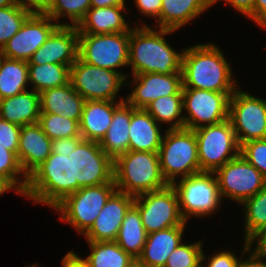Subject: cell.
I'll return each mask as SVG.
<instances>
[{
	"mask_svg": "<svg viewBox=\"0 0 266 267\" xmlns=\"http://www.w3.org/2000/svg\"><path fill=\"white\" fill-rule=\"evenodd\" d=\"M182 88L234 93L231 68L218 47L195 45L182 52Z\"/></svg>",
	"mask_w": 266,
	"mask_h": 267,
	"instance_id": "6da1fadb",
	"label": "cell"
},
{
	"mask_svg": "<svg viewBox=\"0 0 266 267\" xmlns=\"http://www.w3.org/2000/svg\"><path fill=\"white\" fill-rule=\"evenodd\" d=\"M173 30L149 26L131 28L129 38V65L133 75L142 73H181L183 53L176 52L163 38Z\"/></svg>",
	"mask_w": 266,
	"mask_h": 267,
	"instance_id": "7a4b0ae2",
	"label": "cell"
},
{
	"mask_svg": "<svg viewBox=\"0 0 266 267\" xmlns=\"http://www.w3.org/2000/svg\"><path fill=\"white\" fill-rule=\"evenodd\" d=\"M74 192H77V182H73L72 153L68 156L51 153L28 176L23 195L55 208Z\"/></svg>",
	"mask_w": 266,
	"mask_h": 267,
	"instance_id": "3957f363",
	"label": "cell"
},
{
	"mask_svg": "<svg viewBox=\"0 0 266 267\" xmlns=\"http://www.w3.org/2000/svg\"><path fill=\"white\" fill-rule=\"evenodd\" d=\"M118 191L134 197L168 185L162 176L158 152L127 151L113 162Z\"/></svg>",
	"mask_w": 266,
	"mask_h": 267,
	"instance_id": "277c9868",
	"label": "cell"
},
{
	"mask_svg": "<svg viewBox=\"0 0 266 267\" xmlns=\"http://www.w3.org/2000/svg\"><path fill=\"white\" fill-rule=\"evenodd\" d=\"M158 150L160 169L165 181L172 185L176 176L185 178L200 173L197 140L194 130L167 129Z\"/></svg>",
	"mask_w": 266,
	"mask_h": 267,
	"instance_id": "5b68a950",
	"label": "cell"
},
{
	"mask_svg": "<svg viewBox=\"0 0 266 267\" xmlns=\"http://www.w3.org/2000/svg\"><path fill=\"white\" fill-rule=\"evenodd\" d=\"M194 133L201 172H215L240 154V145L229 119L215 125L203 124Z\"/></svg>",
	"mask_w": 266,
	"mask_h": 267,
	"instance_id": "8992f818",
	"label": "cell"
},
{
	"mask_svg": "<svg viewBox=\"0 0 266 267\" xmlns=\"http://www.w3.org/2000/svg\"><path fill=\"white\" fill-rule=\"evenodd\" d=\"M213 175L214 172H200L181 178L179 184H172L178 196L181 217L185 222L189 215H210L218 208L222 196L217 178Z\"/></svg>",
	"mask_w": 266,
	"mask_h": 267,
	"instance_id": "52a82bcc",
	"label": "cell"
},
{
	"mask_svg": "<svg viewBox=\"0 0 266 267\" xmlns=\"http://www.w3.org/2000/svg\"><path fill=\"white\" fill-rule=\"evenodd\" d=\"M116 190L115 183L81 187L67 196L55 209L62 213L60 219L66 220L78 232L85 234Z\"/></svg>",
	"mask_w": 266,
	"mask_h": 267,
	"instance_id": "ba28073f",
	"label": "cell"
},
{
	"mask_svg": "<svg viewBox=\"0 0 266 267\" xmlns=\"http://www.w3.org/2000/svg\"><path fill=\"white\" fill-rule=\"evenodd\" d=\"M130 32L79 34L78 57L93 66L117 71L129 65Z\"/></svg>",
	"mask_w": 266,
	"mask_h": 267,
	"instance_id": "9c48e42d",
	"label": "cell"
},
{
	"mask_svg": "<svg viewBox=\"0 0 266 267\" xmlns=\"http://www.w3.org/2000/svg\"><path fill=\"white\" fill-rule=\"evenodd\" d=\"M134 205L140 212L147 234L169 227L186 225L181 217L178 196L172 185L168 184L162 189L136 196Z\"/></svg>",
	"mask_w": 266,
	"mask_h": 267,
	"instance_id": "30bf717a",
	"label": "cell"
},
{
	"mask_svg": "<svg viewBox=\"0 0 266 267\" xmlns=\"http://www.w3.org/2000/svg\"><path fill=\"white\" fill-rule=\"evenodd\" d=\"M127 75L103 69L82 61L79 57L70 67V83L85 101H115Z\"/></svg>",
	"mask_w": 266,
	"mask_h": 267,
	"instance_id": "8fae6325",
	"label": "cell"
},
{
	"mask_svg": "<svg viewBox=\"0 0 266 267\" xmlns=\"http://www.w3.org/2000/svg\"><path fill=\"white\" fill-rule=\"evenodd\" d=\"M229 120L239 145L265 139L266 101L236 89L230 97Z\"/></svg>",
	"mask_w": 266,
	"mask_h": 267,
	"instance_id": "7c38bea8",
	"label": "cell"
},
{
	"mask_svg": "<svg viewBox=\"0 0 266 267\" xmlns=\"http://www.w3.org/2000/svg\"><path fill=\"white\" fill-rule=\"evenodd\" d=\"M113 160L99 142L82 140L72 151L73 182L81 187L114 183Z\"/></svg>",
	"mask_w": 266,
	"mask_h": 267,
	"instance_id": "4fadbf2b",
	"label": "cell"
},
{
	"mask_svg": "<svg viewBox=\"0 0 266 267\" xmlns=\"http://www.w3.org/2000/svg\"><path fill=\"white\" fill-rule=\"evenodd\" d=\"M233 93L214 92L195 88H182L184 128L195 130L201 126L215 125L229 119V102Z\"/></svg>",
	"mask_w": 266,
	"mask_h": 267,
	"instance_id": "5bb4252c",
	"label": "cell"
},
{
	"mask_svg": "<svg viewBox=\"0 0 266 267\" xmlns=\"http://www.w3.org/2000/svg\"><path fill=\"white\" fill-rule=\"evenodd\" d=\"M214 174L221 196L239 203L257 194L265 185V177L241 154L217 169Z\"/></svg>",
	"mask_w": 266,
	"mask_h": 267,
	"instance_id": "9a60e30c",
	"label": "cell"
},
{
	"mask_svg": "<svg viewBox=\"0 0 266 267\" xmlns=\"http://www.w3.org/2000/svg\"><path fill=\"white\" fill-rule=\"evenodd\" d=\"M46 14H31L20 30L0 49L2 57L28 62L59 25Z\"/></svg>",
	"mask_w": 266,
	"mask_h": 267,
	"instance_id": "2e32d148",
	"label": "cell"
},
{
	"mask_svg": "<svg viewBox=\"0 0 266 267\" xmlns=\"http://www.w3.org/2000/svg\"><path fill=\"white\" fill-rule=\"evenodd\" d=\"M79 31L73 25H59L46 42L32 54L28 64L57 63L69 68L78 59Z\"/></svg>",
	"mask_w": 266,
	"mask_h": 267,
	"instance_id": "e0dca14e",
	"label": "cell"
},
{
	"mask_svg": "<svg viewBox=\"0 0 266 267\" xmlns=\"http://www.w3.org/2000/svg\"><path fill=\"white\" fill-rule=\"evenodd\" d=\"M133 76L136 87L125 101L134 108L145 109L160 97L182 95V73H142Z\"/></svg>",
	"mask_w": 266,
	"mask_h": 267,
	"instance_id": "ac0fdd59",
	"label": "cell"
},
{
	"mask_svg": "<svg viewBox=\"0 0 266 267\" xmlns=\"http://www.w3.org/2000/svg\"><path fill=\"white\" fill-rule=\"evenodd\" d=\"M135 197L116 190L85 233L88 241H115L123 219L134 204Z\"/></svg>",
	"mask_w": 266,
	"mask_h": 267,
	"instance_id": "d6986e66",
	"label": "cell"
},
{
	"mask_svg": "<svg viewBox=\"0 0 266 267\" xmlns=\"http://www.w3.org/2000/svg\"><path fill=\"white\" fill-rule=\"evenodd\" d=\"M52 140L38 123L21 126L17 157L29 176L52 153Z\"/></svg>",
	"mask_w": 266,
	"mask_h": 267,
	"instance_id": "ffe728a7",
	"label": "cell"
},
{
	"mask_svg": "<svg viewBox=\"0 0 266 267\" xmlns=\"http://www.w3.org/2000/svg\"><path fill=\"white\" fill-rule=\"evenodd\" d=\"M184 227L179 225L147 234L146 243L136 261L143 267H164L170 254L182 243Z\"/></svg>",
	"mask_w": 266,
	"mask_h": 267,
	"instance_id": "44dd1931",
	"label": "cell"
},
{
	"mask_svg": "<svg viewBox=\"0 0 266 267\" xmlns=\"http://www.w3.org/2000/svg\"><path fill=\"white\" fill-rule=\"evenodd\" d=\"M88 100L85 101L80 120V134L84 140L100 142L111 125L115 109L123 102Z\"/></svg>",
	"mask_w": 266,
	"mask_h": 267,
	"instance_id": "7402d4cb",
	"label": "cell"
},
{
	"mask_svg": "<svg viewBox=\"0 0 266 267\" xmlns=\"http://www.w3.org/2000/svg\"><path fill=\"white\" fill-rule=\"evenodd\" d=\"M40 103L41 113L58 114L80 123L85 99L78 94L69 81L66 85L42 91Z\"/></svg>",
	"mask_w": 266,
	"mask_h": 267,
	"instance_id": "603a6c76",
	"label": "cell"
},
{
	"mask_svg": "<svg viewBox=\"0 0 266 267\" xmlns=\"http://www.w3.org/2000/svg\"><path fill=\"white\" fill-rule=\"evenodd\" d=\"M159 127L145 109L132 106L129 151L158 152L163 139Z\"/></svg>",
	"mask_w": 266,
	"mask_h": 267,
	"instance_id": "cb8c5ba5",
	"label": "cell"
},
{
	"mask_svg": "<svg viewBox=\"0 0 266 267\" xmlns=\"http://www.w3.org/2000/svg\"><path fill=\"white\" fill-rule=\"evenodd\" d=\"M41 114L40 93L23 91L0 99V117L10 123L25 126L38 123Z\"/></svg>",
	"mask_w": 266,
	"mask_h": 267,
	"instance_id": "d4e9b609",
	"label": "cell"
},
{
	"mask_svg": "<svg viewBox=\"0 0 266 267\" xmlns=\"http://www.w3.org/2000/svg\"><path fill=\"white\" fill-rule=\"evenodd\" d=\"M124 6L90 8L76 26L79 34H107L130 32L121 12Z\"/></svg>",
	"mask_w": 266,
	"mask_h": 267,
	"instance_id": "484cf974",
	"label": "cell"
},
{
	"mask_svg": "<svg viewBox=\"0 0 266 267\" xmlns=\"http://www.w3.org/2000/svg\"><path fill=\"white\" fill-rule=\"evenodd\" d=\"M132 106L123 101L114 111L111 125L99 142L100 147L114 161L129 151V127Z\"/></svg>",
	"mask_w": 266,
	"mask_h": 267,
	"instance_id": "4316f807",
	"label": "cell"
},
{
	"mask_svg": "<svg viewBox=\"0 0 266 267\" xmlns=\"http://www.w3.org/2000/svg\"><path fill=\"white\" fill-rule=\"evenodd\" d=\"M211 5L212 0H162L159 27L175 31Z\"/></svg>",
	"mask_w": 266,
	"mask_h": 267,
	"instance_id": "83f0119b",
	"label": "cell"
},
{
	"mask_svg": "<svg viewBox=\"0 0 266 267\" xmlns=\"http://www.w3.org/2000/svg\"><path fill=\"white\" fill-rule=\"evenodd\" d=\"M147 233L138 208L133 204L127 211L115 242L134 259L141 255Z\"/></svg>",
	"mask_w": 266,
	"mask_h": 267,
	"instance_id": "f1b7e54d",
	"label": "cell"
},
{
	"mask_svg": "<svg viewBox=\"0 0 266 267\" xmlns=\"http://www.w3.org/2000/svg\"><path fill=\"white\" fill-rule=\"evenodd\" d=\"M29 82L28 63L0 55V99L26 91Z\"/></svg>",
	"mask_w": 266,
	"mask_h": 267,
	"instance_id": "f546056e",
	"label": "cell"
},
{
	"mask_svg": "<svg viewBox=\"0 0 266 267\" xmlns=\"http://www.w3.org/2000/svg\"><path fill=\"white\" fill-rule=\"evenodd\" d=\"M91 254L86 261L91 267H130L136 262L115 241H88Z\"/></svg>",
	"mask_w": 266,
	"mask_h": 267,
	"instance_id": "4dcf8cb0",
	"label": "cell"
},
{
	"mask_svg": "<svg viewBox=\"0 0 266 267\" xmlns=\"http://www.w3.org/2000/svg\"><path fill=\"white\" fill-rule=\"evenodd\" d=\"M29 82L34 91H42L66 85L70 80V68L67 65L49 63L43 65L28 64Z\"/></svg>",
	"mask_w": 266,
	"mask_h": 267,
	"instance_id": "1f68e13d",
	"label": "cell"
},
{
	"mask_svg": "<svg viewBox=\"0 0 266 267\" xmlns=\"http://www.w3.org/2000/svg\"><path fill=\"white\" fill-rule=\"evenodd\" d=\"M245 211V247L242 255L246 251L250 252L249 241L252 237L266 225V183L263 188L254 196L246 199L244 202Z\"/></svg>",
	"mask_w": 266,
	"mask_h": 267,
	"instance_id": "d6a6232c",
	"label": "cell"
},
{
	"mask_svg": "<svg viewBox=\"0 0 266 267\" xmlns=\"http://www.w3.org/2000/svg\"><path fill=\"white\" fill-rule=\"evenodd\" d=\"M145 110L158 122H175L169 129L184 128V117L180 116L183 111V96L169 95L152 101ZM180 116V118H179ZM178 119V120H177Z\"/></svg>",
	"mask_w": 266,
	"mask_h": 267,
	"instance_id": "836d02e7",
	"label": "cell"
},
{
	"mask_svg": "<svg viewBox=\"0 0 266 267\" xmlns=\"http://www.w3.org/2000/svg\"><path fill=\"white\" fill-rule=\"evenodd\" d=\"M38 124L51 140L81 136L80 124L77 120L65 118L58 114L41 113Z\"/></svg>",
	"mask_w": 266,
	"mask_h": 267,
	"instance_id": "e575fe53",
	"label": "cell"
},
{
	"mask_svg": "<svg viewBox=\"0 0 266 267\" xmlns=\"http://www.w3.org/2000/svg\"><path fill=\"white\" fill-rule=\"evenodd\" d=\"M23 173L24 180L19 181L16 175ZM0 178L4 180L11 188H15L17 193L23 195L27 183L28 176L24 173L17 154L0 145ZM21 182V183H20Z\"/></svg>",
	"mask_w": 266,
	"mask_h": 267,
	"instance_id": "d590c367",
	"label": "cell"
},
{
	"mask_svg": "<svg viewBox=\"0 0 266 267\" xmlns=\"http://www.w3.org/2000/svg\"><path fill=\"white\" fill-rule=\"evenodd\" d=\"M30 15L17 3L0 8V49L20 30Z\"/></svg>",
	"mask_w": 266,
	"mask_h": 267,
	"instance_id": "8d00e7d4",
	"label": "cell"
},
{
	"mask_svg": "<svg viewBox=\"0 0 266 267\" xmlns=\"http://www.w3.org/2000/svg\"><path fill=\"white\" fill-rule=\"evenodd\" d=\"M90 1L91 0H52L50 8L45 14L54 21H57L62 15H67L73 22L72 25L77 26L91 8Z\"/></svg>",
	"mask_w": 266,
	"mask_h": 267,
	"instance_id": "74e56055",
	"label": "cell"
},
{
	"mask_svg": "<svg viewBox=\"0 0 266 267\" xmlns=\"http://www.w3.org/2000/svg\"><path fill=\"white\" fill-rule=\"evenodd\" d=\"M205 259L201 242L188 245L181 243L170 254L164 267H201Z\"/></svg>",
	"mask_w": 266,
	"mask_h": 267,
	"instance_id": "f35d334b",
	"label": "cell"
},
{
	"mask_svg": "<svg viewBox=\"0 0 266 267\" xmlns=\"http://www.w3.org/2000/svg\"><path fill=\"white\" fill-rule=\"evenodd\" d=\"M240 154L266 179V138L240 145Z\"/></svg>",
	"mask_w": 266,
	"mask_h": 267,
	"instance_id": "ab89813d",
	"label": "cell"
},
{
	"mask_svg": "<svg viewBox=\"0 0 266 267\" xmlns=\"http://www.w3.org/2000/svg\"><path fill=\"white\" fill-rule=\"evenodd\" d=\"M21 126L0 117V145L17 154Z\"/></svg>",
	"mask_w": 266,
	"mask_h": 267,
	"instance_id": "60d3db41",
	"label": "cell"
},
{
	"mask_svg": "<svg viewBox=\"0 0 266 267\" xmlns=\"http://www.w3.org/2000/svg\"><path fill=\"white\" fill-rule=\"evenodd\" d=\"M82 140V136L54 139L52 140L51 152L68 156Z\"/></svg>",
	"mask_w": 266,
	"mask_h": 267,
	"instance_id": "b9f144b4",
	"label": "cell"
},
{
	"mask_svg": "<svg viewBox=\"0 0 266 267\" xmlns=\"http://www.w3.org/2000/svg\"><path fill=\"white\" fill-rule=\"evenodd\" d=\"M207 266L205 267H237L239 259L231 252H220L210 257ZM204 267V266H202Z\"/></svg>",
	"mask_w": 266,
	"mask_h": 267,
	"instance_id": "7bdbcfd3",
	"label": "cell"
},
{
	"mask_svg": "<svg viewBox=\"0 0 266 267\" xmlns=\"http://www.w3.org/2000/svg\"><path fill=\"white\" fill-rule=\"evenodd\" d=\"M15 2L31 14H45L49 10L52 0H15Z\"/></svg>",
	"mask_w": 266,
	"mask_h": 267,
	"instance_id": "ee69618b",
	"label": "cell"
},
{
	"mask_svg": "<svg viewBox=\"0 0 266 267\" xmlns=\"http://www.w3.org/2000/svg\"><path fill=\"white\" fill-rule=\"evenodd\" d=\"M137 8L144 15L158 18L162 8V0H135Z\"/></svg>",
	"mask_w": 266,
	"mask_h": 267,
	"instance_id": "f6af8a7d",
	"label": "cell"
},
{
	"mask_svg": "<svg viewBox=\"0 0 266 267\" xmlns=\"http://www.w3.org/2000/svg\"><path fill=\"white\" fill-rule=\"evenodd\" d=\"M218 0H212V4H214ZM230 5H232L239 12L245 14L254 20V4L255 0H225Z\"/></svg>",
	"mask_w": 266,
	"mask_h": 267,
	"instance_id": "bcb514c9",
	"label": "cell"
},
{
	"mask_svg": "<svg viewBox=\"0 0 266 267\" xmlns=\"http://www.w3.org/2000/svg\"><path fill=\"white\" fill-rule=\"evenodd\" d=\"M262 257H266V254L254 250L246 261H239L237 267H266V262L262 261Z\"/></svg>",
	"mask_w": 266,
	"mask_h": 267,
	"instance_id": "7dc6e473",
	"label": "cell"
},
{
	"mask_svg": "<svg viewBox=\"0 0 266 267\" xmlns=\"http://www.w3.org/2000/svg\"><path fill=\"white\" fill-rule=\"evenodd\" d=\"M254 21L266 28V0H255Z\"/></svg>",
	"mask_w": 266,
	"mask_h": 267,
	"instance_id": "c3c4849f",
	"label": "cell"
},
{
	"mask_svg": "<svg viewBox=\"0 0 266 267\" xmlns=\"http://www.w3.org/2000/svg\"><path fill=\"white\" fill-rule=\"evenodd\" d=\"M63 267H91L86 259H81L74 252H68L62 260Z\"/></svg>",
	"mask_w": 266,
	"mask_h": 267,
	"instance_id": "681fc988",
	"label": "cell"
},
{
	"mask_svg": "<svg viewBox=\"0 0 266 267\" xmlns=\"http://www.w3.org/2000/svg\"><path fill=\"white\" fill-rule=\"evenodd\" d=\"M259 240L258 245L256 246V251L266 254V225L261 228L249 241L250 247L254 240Z\"/></svg>",
	"mask_w": 266,
	"mask_h": 267,
	"instance_id": "f907efd6",
	"label": "cell"
},
{
	"mask_svg": "<svg viewBox=\"0 0 266 267\" xmlns=\"http://www.w3.org/2000/svg\"><path fill=\"white\" fill-rule=\"evenodd\" d=\"M90 3H91V8L125 6L124 0H91Z\"/></svg>",
	"mask_w": 266,
	"mask_h": 267,
	"instance_id": "816d5d0a",
	"label": "cell"
},
{
	"mask_svg": "<svg viewBox=\"0 0 266 267\" xmlns=\"http://www.w3.org/2000/svg\"><path fill=\"white\" fill-rule=\"evenodd\" d=\"M12 189L4 180L0 178V195Z\"/></svg>",
	"mask_w": 266,
	"mask_h": 267,
	"instance_id": "f5cc1de1",
	"label": "cell"
},
{
	"mask_svg": "<svg viewBox=\"0 0 266 267\" xmlns=\"http://www.w3.org/2000/svg\"><path fill=\"white\" fill-rule=\"evenodd\" d=\"M15 3H16L15 0H0V8L11 6L14 5Z\"/></svg>",
	"mask_w": 266,
	"mask_h": 267,
	"instance_id": "db71d44e",
	"label": "cell"
},
{
	"mask_svg": "<svg viewBox=\"0 0 266 267\" xmlns=\"http://www.w3.org/2000/svg\"><path fill=\"white\" fill-rule=\"evenodd\" d=\"M130 267H143L142 265H140L137 261L132 264Z\"/></svg>",
	"mask_w": 266,
	"mask_h": 267,
	"instance_id": "11a10c76",
	"label": "cell"
}]
</instances>
